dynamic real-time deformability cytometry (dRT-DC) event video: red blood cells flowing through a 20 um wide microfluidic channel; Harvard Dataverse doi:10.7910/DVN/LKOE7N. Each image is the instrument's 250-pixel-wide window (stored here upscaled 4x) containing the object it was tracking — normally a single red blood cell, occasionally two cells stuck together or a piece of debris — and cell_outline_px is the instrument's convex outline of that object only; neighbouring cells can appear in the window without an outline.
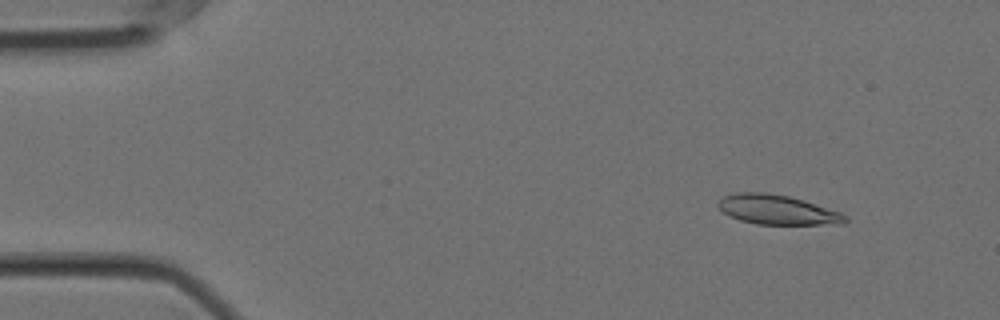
{"species": "Egyptian fruit bat (a non-hibernating species)", "species_latin": "Rousettus aegyptiacus", "temperature_condition": "cold", "stored_images_in_passage": 57, "camera_frame_rate_fps": 3000, "um_per_image_px": 0.085, "animal": {"sex": "female"}, "frame": {"image": 1, "passage_image": 6, "time_ms": 1.667, "image_size_px": [1000, 320], "cell_outline_px": [[848, 220], [844, 224], [756, 224], [740, 220], [728, 216], [716, 204], [724, 196], [736, 192], [764, 192], [788, 196], [804, 200], [840, 212]], "centroid_in_image_um": [66.05, 17.83], "position_along_channel_um": 19.0, "area_um2": 21.79}}
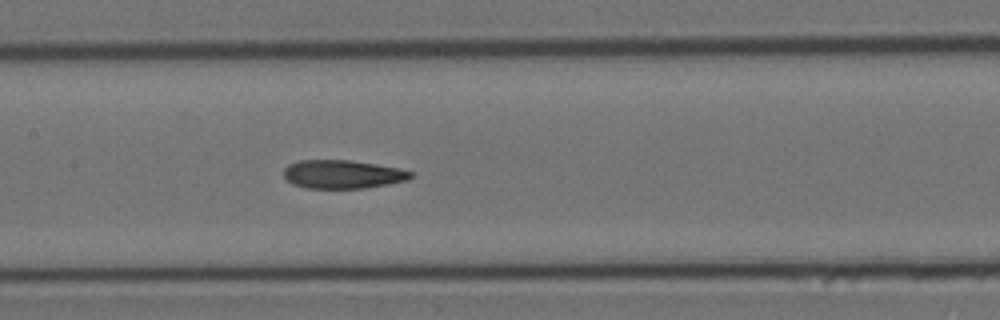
{"frame": {"image": 2, "passage_image": 27, "time_ms": 8.667, "image_size_px": [1000, 320], "cell_outline_px": [[412, 176], [408, 180], [388, 184], [364, 188], [308, 188], [292, 184], [284, 176], [284, 168], [288, 164], [300, 160], [348, 160], [376, 164], [400, 168], [412, 172]], "centroid_in_image_um": [29.12, 14.81], "position_along_channel_um": 178.3, "area_um2": 21.04}}
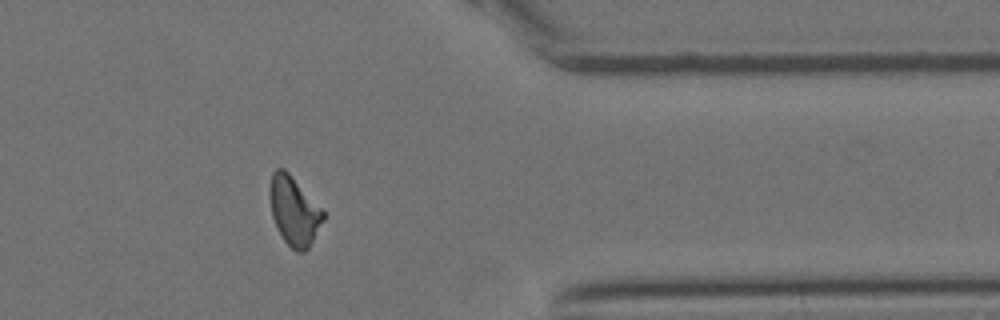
{"frame": {"image": 3, "passage_image": 46, "time_ms": 15.0, "image_size_px": [1000, 320], "cell_outline_px": [[324, 220], [308, 248], [304, 252], [296, 252], [284, 240], [272, 216], [272, 172], [276, 168], [284, 168], [288, 172], [324, 212]], "centroid_in_image_um": [25.03, 17.96], "position_along_channel_um": 386.4, "area_um2": 20.46}, "authors_computed_cell_mechanics": {"area_um2": 21.5594, "velocity_mm_per_s": 3.5565, "shape_relaxation_time_tau1_ms": 10.6101, "shape_relaxation_time_tau2_ms": 2.7593, "deformation_change_tau1": 0.2356, "deformation_change_tau2": 0.1032}}